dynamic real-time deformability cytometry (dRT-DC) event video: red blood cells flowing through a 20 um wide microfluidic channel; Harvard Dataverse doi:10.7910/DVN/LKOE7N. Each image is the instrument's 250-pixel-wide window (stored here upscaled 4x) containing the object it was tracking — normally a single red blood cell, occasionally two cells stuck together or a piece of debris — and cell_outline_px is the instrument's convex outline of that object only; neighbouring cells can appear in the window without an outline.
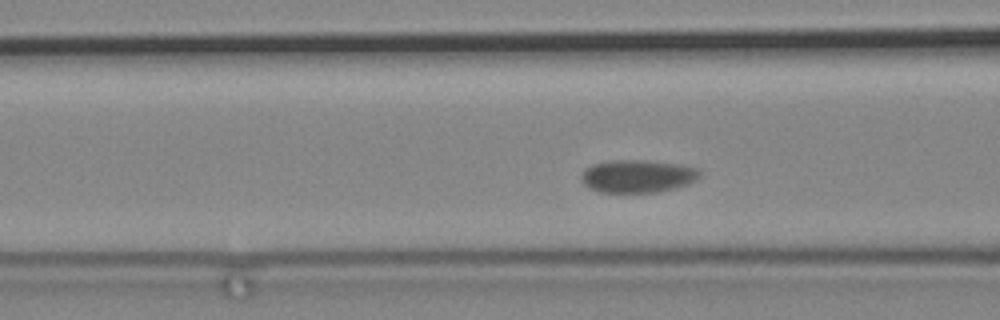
{"species": "common noctule bat (a hibernating species)", "species_latin": "Nyctalus noctula", "temperature_condition": "cold", "stored_images_in_passage": 61, "camera_frame_rate_fps": 3000, "um_per_image_px": 0.085, "animal": {"sex": "male", "body_mass_g": 19.2, "forearm_length_mm": 51.8}, "frame": {"image": 1, "passage_image": 17, "time_ms": 5.333, "image_size_px": [1000, 320], "cell_outline_px": [[700, 176], [688, 184], [676, 188], [656, 192], [600, 192], [588, 188], [580, 180], [580, 172], [584, 168], [592, 164], [608, 160], [644, 160], [680, 164], [696, 168], [700, 172]], "centroid_in_image_um": [54.13, 14.97], "position_along_channel_um": 112.5, "area_um2": 22.89}}
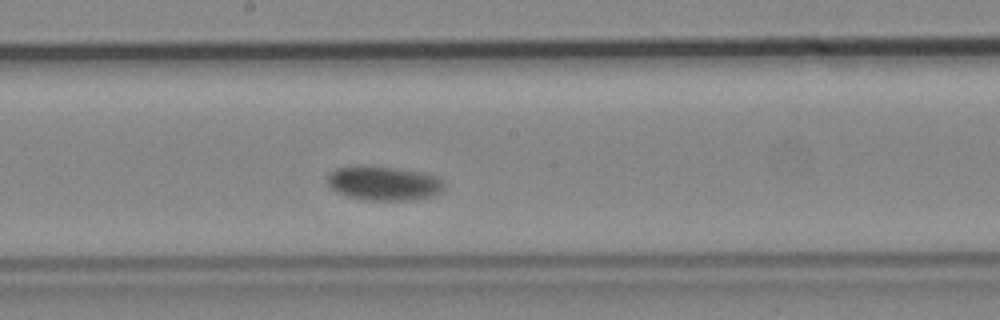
{"frame": {"image": 2, "passage_image": 28, "time_ms": 9.0, "image_size_px": [1000, 320], "cell_outline_px": [[444, 188], [436, 196], [412, 200], [368, 200], [348, 196], [332, 188], [328, 184], [328, 176], [336, 168], [356, 164], [396, 168], [424, 172], [436, 176], [444, 180]], "centroid_in_image_um": [32.67, 15.56], "position_along_channel_um": 215.5, "area_um2": 23.52}}
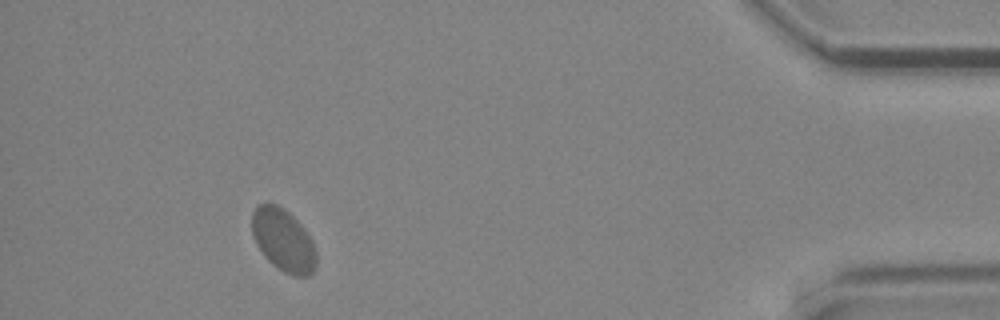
{"frame": {"image": 3, "passage_image": 55, "time_ms": 18.0, "image_size_px": [1000, 320], "cell_outline_px": [[316, 264], [312, 272], [308, 276], [292, 276], [284, 272], [272, 264], [264, 256], [256, 244], [252, 236], [252, 212], [256, 204], [268, 200], [284, 208], [304, 228], [312, 240], [316, 252]], "centroid_in_image_um": [24.05, 20.38], "position_along_channel_um": 411.2, "area_um2": 23.81}}